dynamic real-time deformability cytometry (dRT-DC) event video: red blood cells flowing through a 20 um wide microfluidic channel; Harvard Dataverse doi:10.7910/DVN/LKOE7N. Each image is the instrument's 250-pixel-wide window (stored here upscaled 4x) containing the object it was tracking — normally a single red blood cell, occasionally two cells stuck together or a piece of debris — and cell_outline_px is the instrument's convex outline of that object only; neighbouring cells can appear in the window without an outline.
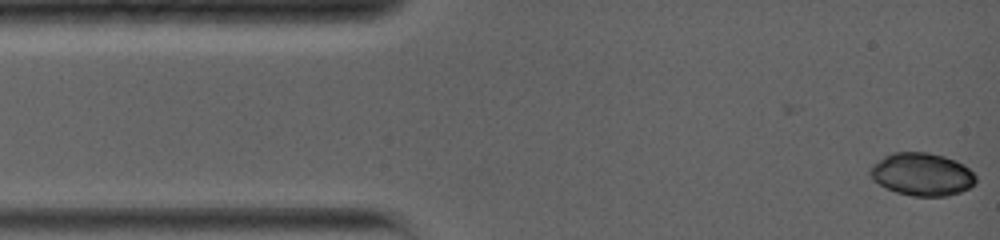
{"species": "common noctule bat (a hibernating species)", "species_latin": "Nyctalus noctula", "temperature_condition": "warm", "stored_images_in_passage": 44, "camera_frame_rate_fps": 5000, "um_per_image_px": 0.085, "animal": {"sex": "female", "body_mass_g": 19.0, "forearm_length_mm": 56.7}, "frame": {"image": 1, "passage_image": 1, "time_ms": 0.0, "image_size_px": [1000, 240], "cell_outline_px": [[976, 180], [968, 188], [960, 192], [948, 196], [912, 196], [896, 192], [880, 184], [868, 172], [872, 164], [884, 156], [892, 152], [928, 152], [944, 156], [956, 160], [964, 164], [976, 176]], "centroid_in_image_um": [78.37, 14.8], "position_along_channel_um": 6.6, "area_um2": 26.24}}
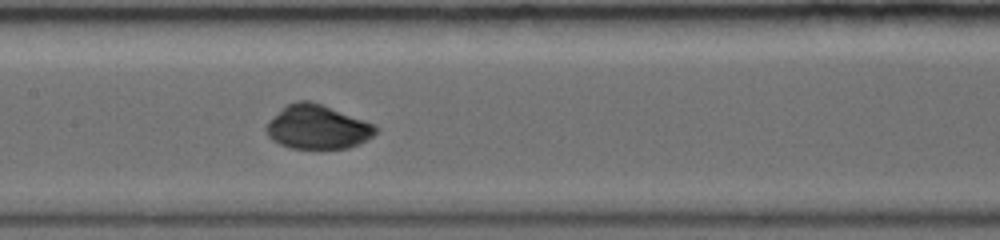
{"frame": {"image": 2, "passage_image": 26, "time_ms": 6.6, "image_size_px": [1000, 240], "cell_outline_px": [[380, 128], [372, 136], [360, 144], [348, 148], [292, 148], [280, 144], [272, 140], [268, 136], [264, 128], [268, 120], [288, 104], [296, 100], [312, 100], [376, 124]], "centroid_in_image_um": [27.0, 10.78], "position_along_channel_um": 180.4, "area_um2": 28.32}}
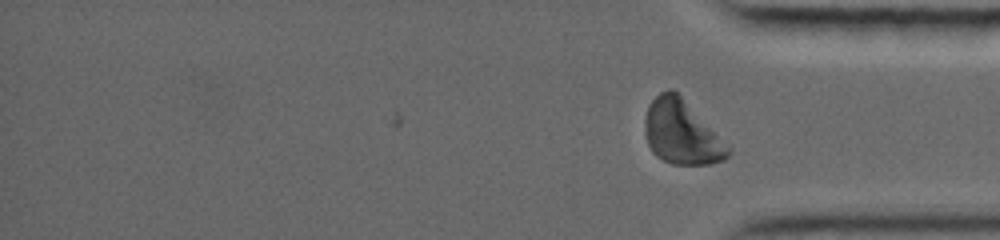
{"frame": {"image": 3, "passage_image": 44, "time_ms": 11.8, "image_size_px": [1000, 240], "cell_outline_px": [[732, 152], [724, 160], [708, 164], [672, 164], [656, 156], [652, 152], [648, 144], [644, 132], [644, 120], [648, 104], [660, 92], [668, 88], [672, 88], [732, 148]], "centroid_in_image_um": [57.92, 11.26], "position_along_channel_um": 377.3, "area_um2": 30.98}, "authors_computed_cell_mechanics": {"area_um2": 28.2353, "velocity_mm_per_s": 3.8091, "shape_relaxation_time_tau1_ms": 3.9281, "shape_relaxation_time_tau2_ms": 6.6787, "deformation_change_tau1": 0.2491, "deformation_change_tau2": 0.0657}}